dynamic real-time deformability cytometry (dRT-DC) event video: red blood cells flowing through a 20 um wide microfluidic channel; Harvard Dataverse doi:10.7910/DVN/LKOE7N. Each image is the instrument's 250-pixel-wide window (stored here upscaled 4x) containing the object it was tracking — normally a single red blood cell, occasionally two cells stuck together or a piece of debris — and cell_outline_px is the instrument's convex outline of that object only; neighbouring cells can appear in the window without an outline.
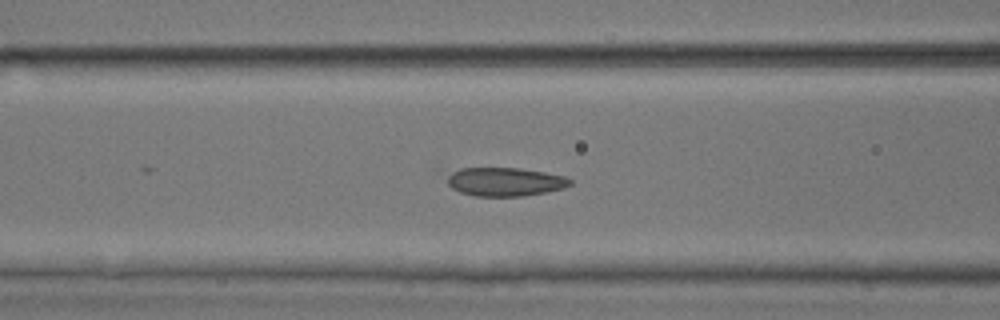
{"species": "common noctule bat (a hibernating species)", "species_latin": "Nyctalus noctula", "temperature_condition": "room temperature", "stored_images_in_passage": 23, "camera_frame_rate_fps": 3000, "um_per_image_px": 0.085, "animal": {"sex": "male", "body_mass_g": 17.9, "forearm_length_mm": 54.2}, "frame": {"image": 1, "passage_image": 8, "time_ms": 2.333, "image_size_px": [1000, 320], "cell_outline_px": [[572, 184], [564, 188], [524, 196], [472, 196], [460, 192], [452, 188], [432, 168], [520, 168], [544, 172], [564, 176], [572, 180]], "centroid_in_image_um": [42.64, 15.41], "position_along_channel_um": 124.0, "area_um2": 21.68}}
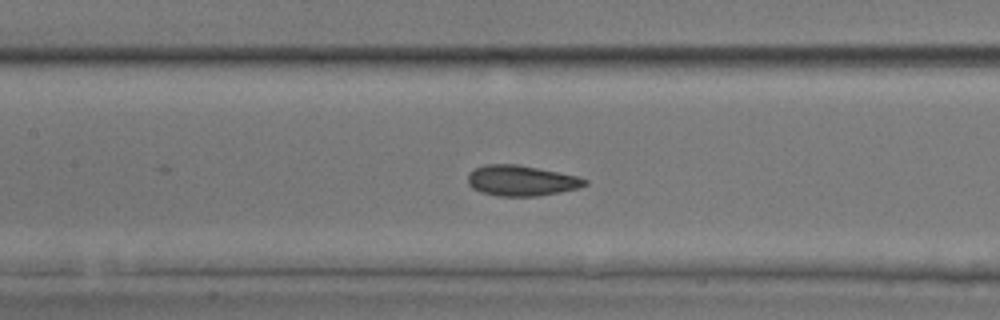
{"frame": {"image": 2, "passage_image": 11, "time_ms": 3.333, "image_size_px": [1000, 320], "cell_outline_px": [[588, 184], [580, 188], [560, 192], [536, 196], [496, 196], [480, 192], [472, 188], [468, 184], [468, 172], [484, 164], [516, 164], [580, 176], [588, 180]], "centroid_in_image_um": [44.32, 15.35], "position_along_channel_um": 163.1, "area_um2": 21.04}}